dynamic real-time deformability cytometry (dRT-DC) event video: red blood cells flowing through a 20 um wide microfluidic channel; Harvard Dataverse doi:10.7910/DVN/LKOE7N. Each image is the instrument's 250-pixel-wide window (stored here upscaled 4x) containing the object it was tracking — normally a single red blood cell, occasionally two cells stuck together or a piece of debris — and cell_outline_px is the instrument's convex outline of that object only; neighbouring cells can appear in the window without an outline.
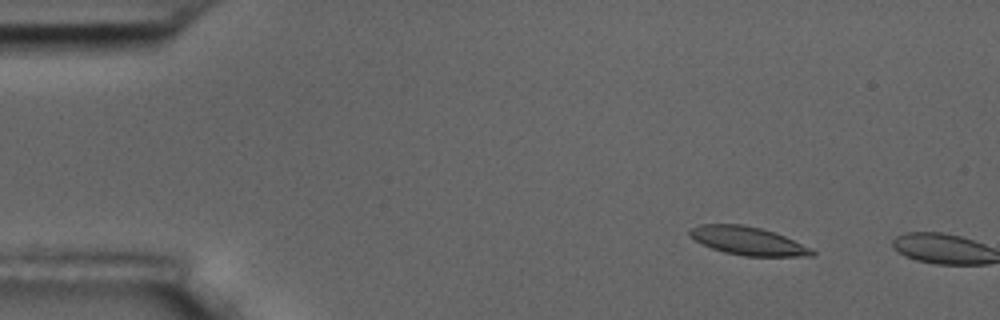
{"species": "common noctule bat (a hibernating species)", "species_latin": "Nyctalus noctula", "temperature_condition": "room temperature", "stored_images_in_passage": 3, "camera_frame_rate_fps": 3000, "um_per_image_px": 0.085, "animal": {"sex": "male", "body_mass_g": 17.5, "forearm_length_mm": 52.3}, "frame": {"image": 1, "passage_image": 2, "time_ms": 1.333, "image_size_px": [1000, 320], "cell_outline_px": [[816, 256], [744, 256], [724, 252], [712, 248], [688, 236], [688, 232], [692, 228], [700, 224], [740, 224], [760, 228], [784, 236], [812, 248], [816, 252]], "centroid_in_image_um": [63.59, 20.48], "position_along_channel_um": 21.4, "area_um2": 20.0}}